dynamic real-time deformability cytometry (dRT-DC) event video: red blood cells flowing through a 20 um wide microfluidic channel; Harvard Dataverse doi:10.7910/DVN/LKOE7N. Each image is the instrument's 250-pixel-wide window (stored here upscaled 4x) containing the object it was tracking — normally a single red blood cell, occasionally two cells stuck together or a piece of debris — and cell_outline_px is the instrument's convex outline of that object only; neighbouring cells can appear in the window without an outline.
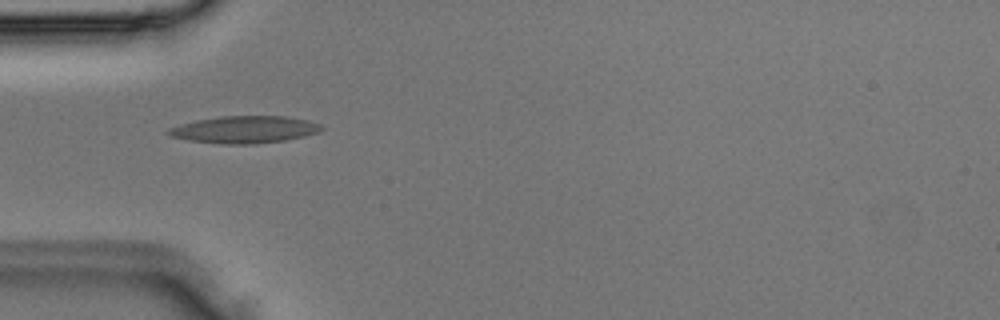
{"species": "Egyptian fruit bat (a non-hibernating species)", "species_latin": "Rousettus aegyptiacus", "temperature_condition": "room temperature", "stored_images_in_passage": 1, "camera_frame_rate_fps": 3000, "um_per_image_px": 0.085, "animal": {"sex": "male"}, "frame": {"image": 1, "passage_image": 1, "time_ms": 0.0, "image_size_px": [1000, 320], "cell_outline_px": [[324, 128], [320, 132], [304, 136], [284, 140], [252, 144], [224, 144], [188, 140], [168, 136], [164, 132], [168, 128], [180, 124], [196, 120], [220, 116], [288, 116], [308, 120], [320, 124]], "centroid_in_image_um": [20.76, 11.01], "position_along_channel_um": 64.2, "area_um2": 24.39}}